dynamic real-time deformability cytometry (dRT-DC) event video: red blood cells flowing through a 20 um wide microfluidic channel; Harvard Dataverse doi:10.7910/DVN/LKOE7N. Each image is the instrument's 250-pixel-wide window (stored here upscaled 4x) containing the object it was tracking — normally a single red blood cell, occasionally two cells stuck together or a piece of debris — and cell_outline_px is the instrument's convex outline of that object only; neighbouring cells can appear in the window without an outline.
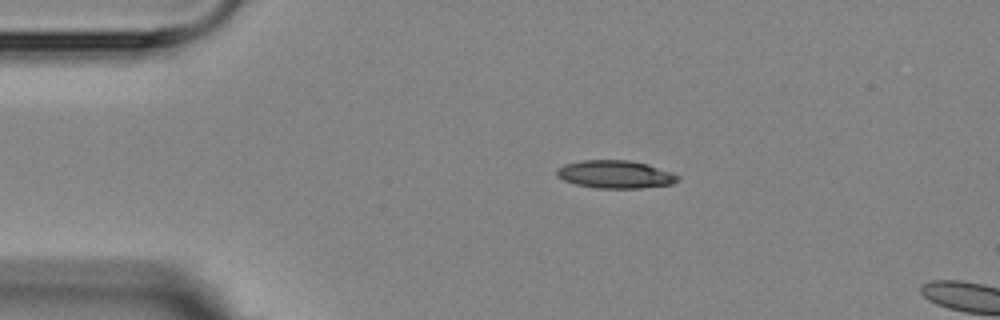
{"species": "Egyptian fruit bat (a non-hibernating species)", "species_latin": "Rousettus aegyptiacus", "temperature_condition": "room temperature", "stored_images_in_passage": 3, "camera_frame_rate_fps": 3000, "um_per_image_px": 0.085, "animal": {"sex": "female"}, "frame": {"image": 1, "passage_image": 1, "time_ms": 0.0, "image_size_px": [1000, 320], "cell_outline_px": [[680, 180], [672, 184], [640, 188], [596, 188], [576, 184], [564, 180], [556, 176], [556, 168], [564, 164], [580, 160], [628, 160], [648, 164], [672, 172], [680, 176]], "centroid_in_image_um": [52.3, 14.81], "position_along_channel_um": 32.7, "area_um2": 19.83}}
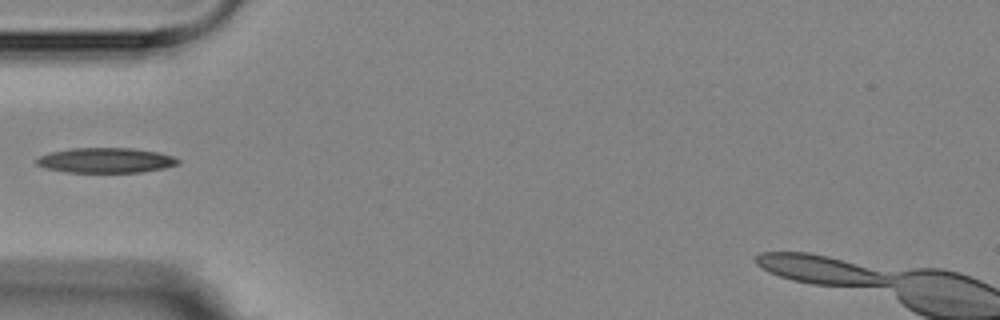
{"frame": {"image": 2, "passage_image": 3, "time_ms": 2.333, "image_size_px": [1000, 320], "cell_outline_px": [[180, 164], [164, 168], [140, 172], [64, 172], [44, 168], [36, 164], [36, 160], [40, 156], [52, 152], [72, 148], [132, 148], [156, 152], [172, 156], [180, 160]], "centroid_in_image_um": [8.99, 13.63], "position_along_channel_um": 76.0, "area_um2": 20.58}}